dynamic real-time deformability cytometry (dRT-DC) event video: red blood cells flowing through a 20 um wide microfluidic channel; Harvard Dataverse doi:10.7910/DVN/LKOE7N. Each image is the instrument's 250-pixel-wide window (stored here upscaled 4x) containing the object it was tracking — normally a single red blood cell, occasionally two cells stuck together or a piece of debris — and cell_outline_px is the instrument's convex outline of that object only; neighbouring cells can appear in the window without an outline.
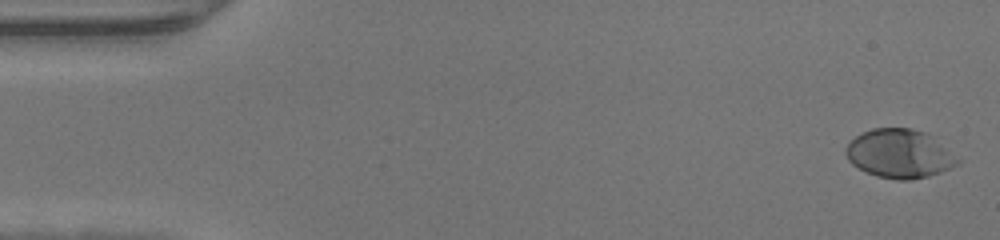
{"species": "human", "species_latin": "Homo sapiens", "temperature_condition": "warm", "stored_images_in_passage": 47, "camera_frame_rate_fps": 3000, "um_per_image_px": 0.085, "donor": {"sex": "male"}, "frame": {"image": 1, "passage_image": 1, "time_ms": 0.0, "image_size_px": [1000, 240], "cell_outline_px": [[960, 164], [940, 172], [928, 176], [908, 180], [896, 180], [876, 176], [852, 164], [848, 160], [844, 152], [844, 148], [856, 136], [872, 128], [912, 128], [936, 136], [960, 160]], "centroid_in_image_um": [76.49, 13.05], "position_along_channel_um": 8.5, "area_um2": 31.96}}
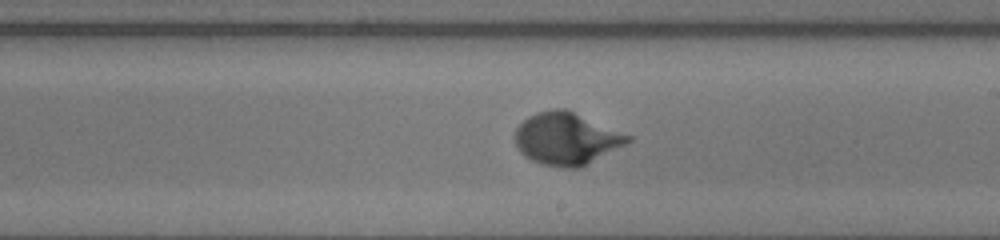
{"frame": {"image": 2, "passage_image": 27, "time_ms": 8.667, "image_size_px": [1000, 240], "cell_outline_px": [[632, 140], [580, 168], [560, 168], [540, 164], [524, 156], [520, 152], [516, 144], [516, 128], [528, 116], [536, 112], [556, 108], [564, 108], [632, 136]], "centroid_in_image_um": [48.12, 11.79], "position_along_channel_um": 240.9, "area_um2": 34.1}}
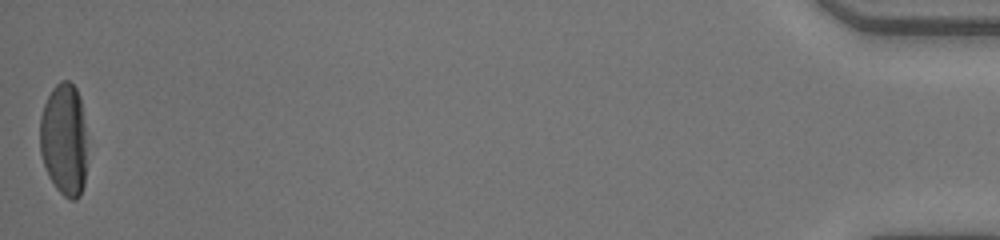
{"frame": {"image": 3, "passage_image": 47, "time_ms": 15.333, "image_size_px": [1000, 240], "cell_outline_px": [[84, 184], [80, 196], [76, 200], [72, 200], [64, 196], [56, 188], [48, 176], [40, 152], [40, 116], [44, 104], [52, 88], [60, 80], [68, 80], [76, 88], [80, 96], [84, 124]], "centroid_in_image_um": [5.41, 11.84], "position_along_channel_um": 429.8, "area_um2": 30.63}}